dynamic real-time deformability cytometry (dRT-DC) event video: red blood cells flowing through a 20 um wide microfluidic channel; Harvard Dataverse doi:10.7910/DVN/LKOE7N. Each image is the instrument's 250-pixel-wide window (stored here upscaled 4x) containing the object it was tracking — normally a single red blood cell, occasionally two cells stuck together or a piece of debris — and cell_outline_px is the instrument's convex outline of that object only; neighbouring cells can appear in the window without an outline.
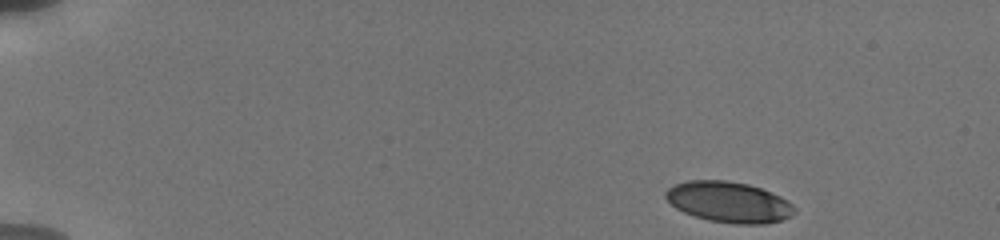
{"species": "human", "species_latin": "Homo sapiens", "temperature_condition": "cold", "stored_images_in_passage": 55, "camera_frame_rate_fps": 3000, "um_per_image_px": 0.085, "donor": {"sex": "male"}, "frame": {"image": 1, "passage_image": 1, "time_ms": 0.0, "image_size_px": [1000, 240], "cell_outline_px": [[796, 212], [780, 220], [764, 224], [736, 224], [708, 220], [684, 212], [676, 208], [664, 196], [664, 192], [668, 188], [676, 184], [688, 180], [724, 180], [748, 184], [760, 188], [780, 196], [788, 200], [796, 208]], "centroid_in_image_um": [61.95, 17.17], "position_along_channel_um": 23.1, "area_um2": 30.46}}
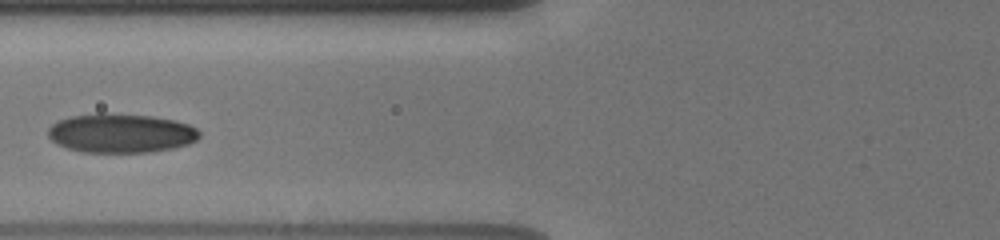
{"frame": {"image": 2, "passage_image": 15, "time_ms": 5.667, "image_size_px": [1000, 240], "cell_outline_px": [[200, 136], [196, 140], [188, 144], [172, 148], [152, 152], [80, 152], [56, 144], [48, 136], [48, 128], [56, 120], [72, 116], [96, 112], [104, 112], [152, 116], [176, 120], [188, 124], [196, 128], [200, 132]], "centroid_in_image_um": [10.26, 11.3], "position_along_channel_um": 115.5, "area_um2": 34.91}}
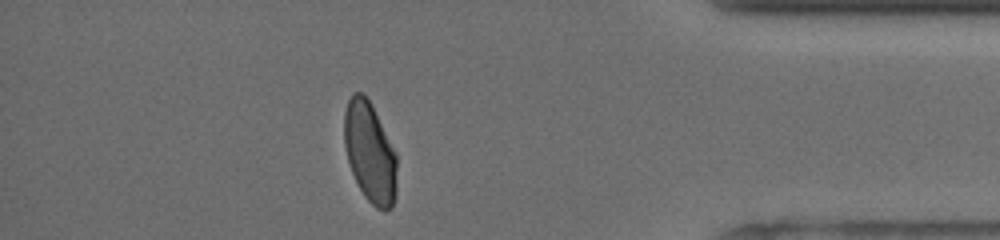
{"frame": {"image": 3, "passage_image": 47, "time_ms": 14.0, "image_size_px": [1000, 240], "cell_outline_px": [[396, 192], [392, 208], [384, 212], [376, 208], [364, 196], [352, 172], [348, 160], [344, 144], [344, 112], [348, 100], [352, 92], [360, 92], [372, 104], [396, 152]], "centroid_in_image_um": [31.45, 12.96], "position_along_channel_um": 403.8, "area_um2": 30.87}, "authors_computed_cell_mechanics": {"area_um2": 32.657, "velocity_mm_per_s": 3.7887, "shape_relaxation_time_tau1_ms": 3.9617, "shape_relaxation_time_tau2_ms": 1.3459, "deformation_change_tau1": 0.146, "deformation_change_tau2": 0.0497}}